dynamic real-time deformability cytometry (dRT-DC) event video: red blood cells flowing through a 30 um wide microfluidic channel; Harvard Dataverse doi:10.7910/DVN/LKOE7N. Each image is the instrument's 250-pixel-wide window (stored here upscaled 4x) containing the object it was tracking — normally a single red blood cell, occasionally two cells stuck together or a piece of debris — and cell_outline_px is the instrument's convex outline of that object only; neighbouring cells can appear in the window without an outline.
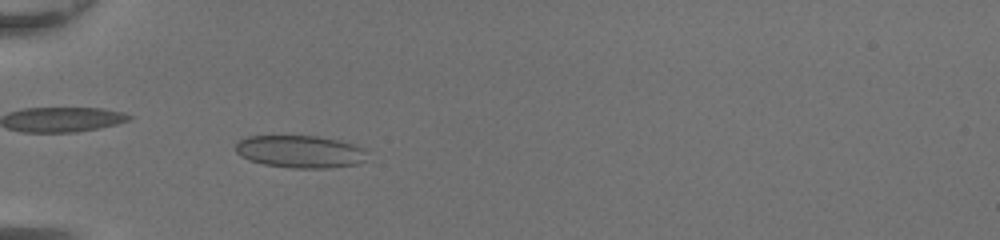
{"species": "common noctule bat (a hibernating species)", "species_latin": "Nyctalus noctula", "temperature_condition": "room temperature", "stored_images_in_passage": 48, "camera_frame_rate_fps": 3000, "um_per_image_px": 0.085, "animal": {"sex": "female", "body_mass_g": 20.0, "forearm_length_mm": 54.0}, "frame": {"image": 1, "passage_image": 17, "time_ms": 5.333, "image_size_px": [1000, 240], "cell_outline_px": [[368, 160], [360, 164], [328, 168], [292, 168], [264, 164], [240, 156], [236, 152], [236, 144], [240, 140], [248, 136], [316, 136], [340, 140], [364, 148]], "centroid_in_image_um": [25.56, 12.89], "position_along_channel_um": 59.4, "area_um2": 24.97}}
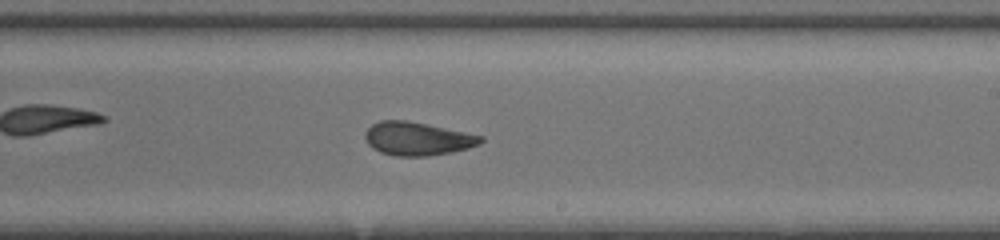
{"frame": {"image": 2, "passage_image": 31, "time_ms": 10.0, "image_size_px": [1000, 240], "cell_outline_px": [[484, 140], [480, 144], [468, 148], [452, 152], [428, 156], [396, 156], [380, 152], [372, 148], [368, 144], [364, 136], [364, 132], [372, 124], [380, 120], [404, 120], [484, 136]], "centroid_in_image_um": [35.46, 11.8], "position_along_channel_um": 253.5, "area_um2": 22.37}}
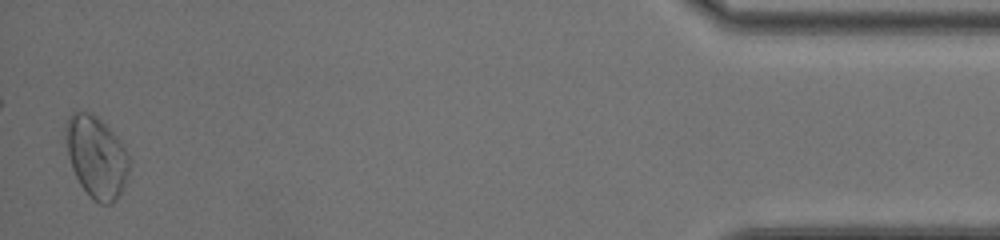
{"frame": {"image": 3, "passage_image": 48, "time_ms": 15.667, "image_size_px": [1000, 240], "cell_outline_px": [[128, 172], [124, 188], [120, 196], [112, 204], [100, 204], [92, 200], [88, 196], [80, 184], [72, 168], [68, 156], [64, 132], [64, 124], [68, 116], [72, 112], [92, 112], [116, 136], [124, 148], [128, 156]], "centroid_in_image_um": [8.16, 13.36], "position_along_channel_um": 427.0, "area_um2": 30.35}, "authors_computed_cell_mechanics": {"area_um2": 25.143, "velocity_mm_per_s": 4.3885, "shape_relaxation_time_tau1_ms": null, "shape_relaxation_time_tau2_ms": 1.1745, "deformation_change_tau1": null, "deformation_change_tau2": 0.0564}}